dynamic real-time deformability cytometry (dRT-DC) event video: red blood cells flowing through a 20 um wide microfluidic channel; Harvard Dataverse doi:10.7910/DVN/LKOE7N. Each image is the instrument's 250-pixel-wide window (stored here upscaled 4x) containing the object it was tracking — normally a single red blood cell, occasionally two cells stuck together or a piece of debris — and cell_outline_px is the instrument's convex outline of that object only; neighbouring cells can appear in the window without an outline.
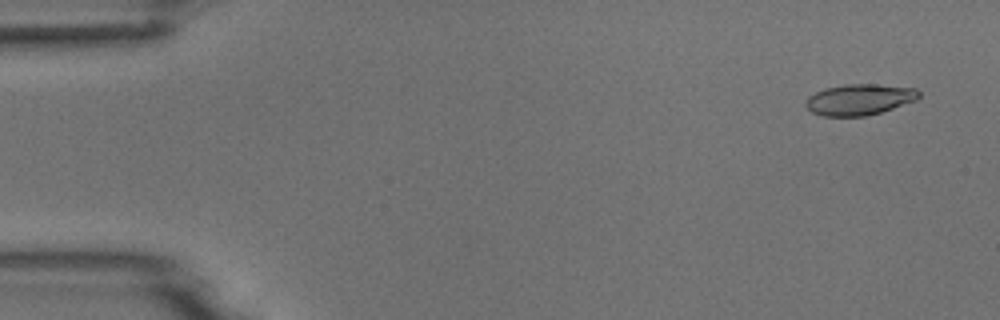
{"species": "common noctule bat (a hibernating species)", "species_latin": "Nyctalus noctula", "temperature_condition": "room temperature", "stored_images_in_passage": 6, "camera_frame_rate_fps": 3000, "um_per_image_px": 0.085, "animal": {"sex": "male", "body_mass_g": 18.8}, "frame": {"image": 1, "passage_image": 1, "time_ms": 0.0, "image_size_px": [1000, 320], "cell_outline_px": [[920, 96], [916, 100], [880, 112], [864, 116], [824, 116], [812, 112], [804, 104], [804, 100], [808, 96], [824, 88], [844, 84], [876, 84], [916, 88], [920, 92]], "centroid_in_image_um": [73.02, 8.45], "position_along_channel_um": 12.0, "area_um2": 20.46}}
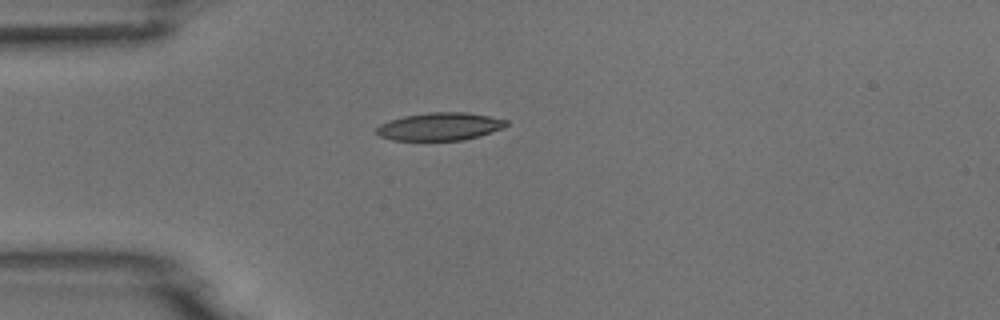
{"frame": {"image": 2, "passage_image": 4, "time_ms": 3.667, "image_size_px": [1000, 320], "cell_outline_px": [[508, 124], [504, 128], [480, 136], [464, 140], [392, 140], [380, 136], [376, 132], [376, 128], [380, 124], [404, 116], [428, 112], [468, 112], [508, 120]], "centroid_in_image_um": [37.42, 10.75], "position_along_channel_um": 47.6, "area_um2": 21.04}}